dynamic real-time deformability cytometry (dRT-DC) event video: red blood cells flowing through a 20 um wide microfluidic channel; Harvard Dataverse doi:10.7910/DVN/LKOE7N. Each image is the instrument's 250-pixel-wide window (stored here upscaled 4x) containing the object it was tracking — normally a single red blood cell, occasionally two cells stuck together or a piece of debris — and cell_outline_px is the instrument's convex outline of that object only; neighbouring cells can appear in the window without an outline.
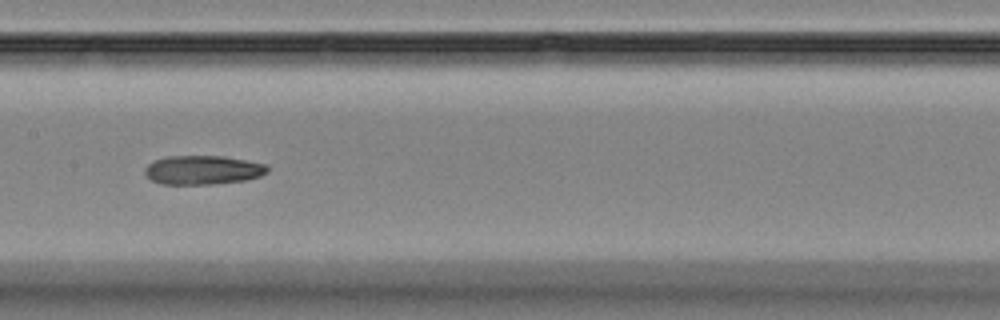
{"species": "Egyptian fruit bat (a non-hibernating species)", "species_latin": "Rousettus aegyptiacus", "temperature_condition": "room temperature", "stored_images_in_passage": 8, "camera_frame_rate_fps": 3000, "um_per_image_px": 0.085, "animal": {"sex": "female"}, "frame": {"image": 1, "passage_image": 8, "time_ms": 8.0, "image_size_px": [1000, 320], "cell_outline_px": [[268, 172], [260, 176], [248, 180], [212, 184], [160, 184], [152, 180], [144, 172], [144, 168], [152, 160], [168, 156], [224, 156], [268, 164]], "centroid_in_image_um": [17.25, 14.44], "position_along_channel_um": 190.1, "area_um2": 20.92}}